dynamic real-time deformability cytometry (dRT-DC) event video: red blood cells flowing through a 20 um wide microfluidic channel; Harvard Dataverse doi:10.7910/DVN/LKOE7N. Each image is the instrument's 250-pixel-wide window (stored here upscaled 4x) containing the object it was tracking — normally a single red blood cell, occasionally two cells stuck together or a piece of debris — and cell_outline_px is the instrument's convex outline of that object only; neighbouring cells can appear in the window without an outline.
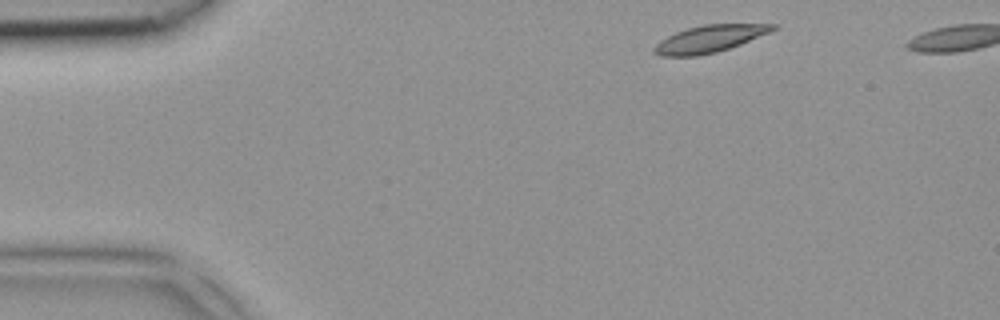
{"species": "common noctule bat (a hibernating species)", "species_latin": "Nyctalus noctula", "temperature_condition": "room temperature", "stored_images_in_passage": 4, "camera_frame_rate_fps": 3000, "um_per_image_px": 0.085, "animal": {"sex": "female", "body_mass_g": 18.4}, "frame": {"image": 1, "passage_image": 1, "time_ms": 0.0, "image_size_px": [1000, 320], "cell_outline_px": [[776, 28], [768, 32], [740, 44], [716, 52], [696, 56], [660, 56], [652, 52], [652, 48], [660, 40], [676, 32], [688, 28], [704, 24], [776, 24]], "centroid_in_image_um": [60.24, 3.31], "position_along_channel_um": 24.8, "area_um2": 18.44}}